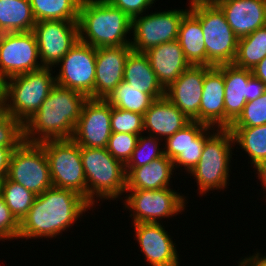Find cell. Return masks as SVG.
Returning a JSON list of instances; mask_svg holds the SVG:
<instances>
[{
  "mask_svg": "<svg viewBox=\"0 0 266 266\" xmlns=\"http://www.w3.org/2000/svg\"><path fill=\"white\" fill-rule=\"evenodd\" d=\"M92 205L78 193L51 187L36 195L33 205L20 222L18 238H52L69 228Z\"/></svg>",
  "mask_w": 266,
  "mask_h": 266,
  "instance_id": "6da1fadb",
  "label": "cell"
},
{
  "mask_svg": "<svg viewBox=\"0 0 266 266\" xmlns=\"http://www.w3.org/2000/svg\"><path fill=\"white\" fill-rule=\"evenodd\" d=\"M87 99L81 92L55 85L37 112L23 124L24 141L71 139Z\"/></svg>",
  "mask_w": 266,
  "mask_h": 266,
  "instance_id": "7a4b0ae2",
  "label": "cell"
},
{
  "mask_svg": "<svg viewBox=\"0 0 266 266\" xmlns=\"http://www.w3.org/2000/svg\"><path fill=\"white\" fill-rule=\"evenodd\" d=\"M78 26L79 40L94 48L130 45L132 19L107 0H82Z\"/></svg>",
  "mask_w": 266,
  "mask_h": 266,
  "instance_id": "3957f363",
  "label": "cell"
},
{
  "mask_svg": "<svg viewBox=\"0 0 266 266\" xmlns=\"http://www.w3.org/2000/svg\"><path fill=\"white\" fill-rule=\"evenodd\" d=\"M80 154L87 182V201L92 206L96 197L116 200L126 192L125 165L107 148L80 147Z\"/></svg>",
  "mask_w": 266,
  "mask_h": 266,
  "instance_id": "277c9868",
  "label": "cell"
},
{
  "mask_svg": "<svg viewBox=\"0 0 266 266\" xmlns=\"http://www.w3.org/2000/svg\"><path fill=\"white\" fill-rule=\"evenodd\" d=\"M51 72L52 68L44 67L4 80L2 109L24 124L37 112L56 85L55 77Z\"/></svg>",
  "mask_w": 266,
  "mask_h": 266,
  "instance_id": "5b68a950",
  "label": "cell"
},
{
  "mask_svg": "<svg viewBox=\"0 0 266 266\" xmlns=\"http://www.w3.org/2000/svg\"><path fill=\"white\" fill-rule=\"evenodd\" d=\"M205 141L199 162L189 173L195 177L200 194L227 187L233 136L229 129H216Z\"/></svg>",
  "mask_w": 266,
  "mask_h": 266,
  "instance_id": "8992f818",
  "label": "cell"
},
{
  "mask_svg": "<svg viewBox=\"0 0 266 266\" xmlns=\"http://www.w3.org/2000/svg\"><path fill=\"white\" fill-rule=\"evenodd\" d=\"M189 11L201 24L206 47V66L233 64L238 38L221 8L218 5L189 6Z\"/></svg>",
  "mask_w": 266,
  "mask_h": 266,
  "instance_id": "52a82bcc",
  "label": "cell"
},
{
  "mask_svg": "<svg viewBox=\"0 0 266 266\" xmlns=\"http://www.w3.org/2000/svg\"><path fill=\"white\" fill-rule=\"evenodd\" d=\"M39 144L48 158L53 187L72 190L87 200L80 146L72 139L45 140Z\"/></svg>",
  "mask_w": 266,
  "mask_h": 266,
  "instance_id": "ba28073f",
  "label": "cell"
},
{
  "mask_svg": "<svg viewBox=\"0 0 266 266\" xmlns=\"http://www.w3.org/2000/svg\"><path fill=\"white\" fill-rule=\"evenodd\" d=\"M6 177L35 195L53 186L48 158L39 143L23 141L12 151Z\"/></svg>",
  "mask_w": 266,
  "mask_h": 266,
  "instance_id": "9c48e42d",
  "label": "cell"
},
{
  "mask_svg": "<svg viewBox=\"0 0 266 266\" xmlns=\"http://www.w3.org/2000/svg\"><path fill=\"white\" fill-rule=\"evenodd\" d=\"M125 209L132 211L133 223H159L185 209L186 200L170 187L159 190H126Z\"/></svg>",
  "mask_w": 266,
  "mask_h": 266,
  "instance_id": "30bf717a",
  "label": "cell"
},
{
  "mask_svg": "<svg viewBox=\"0 0 266 266\" xmlns=\"http://www.w3.org/2000/svg\"><path fill=\"white\" fill-rule=\"evenodd\" d=\"M189 11L168 10L150 13L132 18L133 33L130 46L133 51L145 53L152 47L167 43L178 38L179 26L183 16Z\"/></svg>",
  "mask_w": 266,
  "mask_h": 266,
  "instance_id": "8fae6325",
  "label": "cell"
},
{
  "mask_svg": "<svg viewBox=\"0 0 266 266\" xmlns=\"http://www.w3.org/2000/svg\"><path fill=\"white\" fill-rule=\"evenodd\" d=\"M57 65L56 85L95 99L96 48L78 40Z\"/></svg>",
  "mask_w": 266,
  "mask_h": 266,
  "instance_id": "7c38bea8",
  "label": "cell"
},
{
  "mask_svg": "<svg viewBox=\"0 0 266 266\" xmlns=\"http://www.w3.org/2000/svg\"><path fill=\"white\" fill-rule=\"evenodd\" d=\"M38 59V45L32 31L0 34V75L4 80L44 68Z\"/></svg>",
  "mask_w": 266,
  "mask_h": 266,
  "instance_id": "4fadbf2b",
  "label": "cell"
},
{
  "mask_svg": "<svg viewBox=\"0 0 266 266\" xmlns=\"http://www.w3.org/2000/svg\"><path fill=\"white\" fill-rule=\"evenodd\" d=\"M42 66L52 68L79 40L78 21L44 20L33 27Z\"/></svg>",
  "mask_w": 266,
  "mask_h": 266,
  "instance_id": "5bb4252c",
  "label": "cell"
},
{
  "mask_svg": "<svg viewBox=\"0 0 266 266\" xmlns=\"http://www.w3.org/2000/svg\"><path fill=\"white\" fill-rule=\"evenodd\" d=\"M225 129L241 114L248 101L255 100L266 91V85L253 76L250 69L224 64Z\"/></svg>",
  "mask_w": 266,
  "mask_h": 266,
  "instance_id": "9a60e30c",
  "label": "cell"
},
{
  "mask_svg": "<svg viewBox=\"0 0 266 266\" xmlns=\"http://www.w3.org/2000/svg\"><path fill=\"white\" fill-rule=\"evenodd\" d=\"M112 106L106 99L88 98L75 126L72 140L80 147L107 148Z\"/></svg>",
  "mask_w": 266,
  "mask_h": 266,
  "instance_id": "2e32d148",
  "label": "cell"
},
{
  "mask_svg": "<svg viewBox=\"0 0 266 266\" xmlns=\"http://www.w3.org/2000/svg\"><path fill=\"white\" fill-rule=\"evenodd\" d=\"M210 130L214 128L191 121L166 139L164 155L172 160L174 169L183 165L188 173L193 170L200 160L205 141L211 136Z\"/></svg>",
  "mask_w": 266,
  "mask_h": 266,
  "instance_id": "e0dca14e",
  "label": "cell"
},
{
  "mask_svg": "<svg viewBox=\"0 0 266 266\" xmlns=\"http://www.w3.org/2000/svg\"><path fill=\"white\" fill-rule=\"evenodd\" d=\"M205 65H190L165 89V97L190 121L199 122Z\"/></svg>",
  "mask_w": 266,
  "mask_h": 266,
  "instance_id": "ac0fdd59",
  "label": "cell"
},
{
  "mask_svg": "<svg viewBox=\"0 0 266 266\" xmlns=\"http://www.w3.org/2000/svg\"><path fill=\"white\" fill-rule=\"evenodd\" d=\"M137 241L150 266H180L176 245L161 223H134Z\"/></svg>",
  "mask_w": 266,
  "mask_h": 266,
  "instance_id": "d6986e66",
  "label": "cell"
},
{
  "mask_svg": "<svg viewBox=\"0 0 266 266\" xmlns=\"http://www.w3.org/2000/svg\"><path fill=\"white\" fill-rule=\"evenodd\" d=\"M130 45L96 48L95 99H106L123 81Z\"/></svg>",
  "mask_w": 266,
  "mask_h": 266,
  "instance_id": "ffe728a7",
  "label": "cell"
},
{
  "mask_svg": "<svg viewBox=\"0 0 266 266\" xmlns=\"http://www.w3.org/2000/svg\"><path fill=\"white\" fill-rule=\"evenodd\" d=\"M225 84L224 64L205 66L203 95L199 108V123L225 129Z\"/></svg>",
  "mask_w": 266,
  "mask_h": 266,
  "instance_id": "44dd1931",
  "label": "cell"
},
{
  "mask_svg": "<svg viewBox=\"0 0 266 266\" xmlns=\"http://www.w3.org/2000/svg\"><path fill=\"white\" fill-rule=\"evenodd\" d=\"M218 6L238 39L266 25V0H223Z\"/></svg>",
  "mask_w": 266,
  "mask_h": 266,
  "instance_id": "7402d4cb",
  "label": "cell"
},
{
  "mask_svg": "<svg viewBox=\"0 0 266 266\" xmlns=\"http://www.w3.org/2000/svg\"><path fill=\"white\" fill-rule=\"evenodd\" d=\"M143 130L156 138L171 137L191 121L165 96L155 99L143 114Z\"/></svg>",
  "mask_w": 266,
  "mask_h": 266,
  "instance_id": "603a6c76",
  "label": "cell"
},
{
  "mask_svg": "<svg viewBox=\"0 0 266 266\" xmlns=\"http://www.w3.org/2000/svg\"><path fill=\"white\" fill-rule=\"evenodd\" d=\"M145 55L165 89L190 66L177 39L152 47Z\"/></svg>",
  "mask_w": 266,
  "mask_h": 266,
  "instance_id": "cb8c5ba5",
  "label": "cell"
},
{
  "mask_svg": "<svg viewBox=\"0 0 266 266\" xmlns=\"http://www.w3.org/2000/svg\"><path fill=\"white\" fill-rule=\"evenodd\" d=\"M173 162L165 155L141 167H125L126 190H159L170 186Z\"/></svg>",
  "mask_w": 266,
  "mask_h": 266,
  "instance_id": "d4e9b609",
  "label": "cell"
},
{
  "mask_svg": "<svg viewBox=\"0 0 266 266\" xmlns=\"http://www.w3.org/2000/svg\"><path fill=\"white\" fill-rule=\"evenodd\" d=\"M123 81L154 100L165 96V88L158 81L145 53L131 51L127 56Z\"/></svg>",
  "mask_w": 266,
  "mask_h": 266,
  "instance_id": "484cf974",
  "label": "cell"
},
{
  "mask_svg": "<svg viewBox=\"0 0 266 266\" xmlns=\"http://www.w3.org/2000/svg\"><path fill=\"white\" fill-rule=\"evenodd\" d=\"M190 65L206 66V47L200 21L188 11L182 18L177 38Z\"/></svg>",
  "mask_w": 266,
  "mask_h": 266,
  "instance_id": "4316f807",
  "label": "cell"
},
{
  "mask_svg": "<svg viewBox=\"0 0 266 266\" xmlns=\"http://www.w3.org/2000/svg\"><path fill=\"white\" fill-rule=\"evenodd\" d=\"M35 24L29 0H0V34L30 32Z\"/></svg>",
  "mask_w": 266,
  "mask_h": 266,
  "instance_id": "83f0119b",
  "label": "cell"
},
{
  "mask_svg": "<svg viewBox=\"0 0 266 266\" xmlns=\"http://www.w3.org/2000/svg\"><path fill=\"white\" fill-rule=\"evenodd\" d=\"M234 144L249 155L253 167L266 160V124L254 127H229Z\"/></svg>",
  "mask_w": 266,
  "mask_h": 266,
  "instance_id": "f1b7e54d",
  "label": "cell"
},
{
  "mask_svg": "<svg viewBox=\"0 0 266 266\" xmlns=\"http://www.w3.org/2000/svg\"><path fill=\"white\" fill-rule=\"evenodd\" d=\"M266 57V25L248 36L238 39L237 54L233 64L252 70Z\"/></svg>",
  "mask_w": 266,
  "mask_h": 266,
  "instance_id": "f546056e",
  "label": "cell"
},
{
  "mask_svg": "<svg viewBox=\"0 0 266 266\" xmlns=\"http://www.w3.org/2000/svg\"><path fill=\"white\" fill-rule=\"evenodd\" d=\"M36 22L44 20L78 21L82 0H29Z\"/></svg>",
  "mask_w": 266,
  "mask_h": 266,
  "instance_id": "4dcf8cb0",
  "label": "cell"
},
{
  "mask_svg": "<svg viewBox=\"0 0 266 266\" xmlns=\"http://www.w3.org/2000/svg\"><path fill=\"white\" fill-rule=\"evenodd\" d=\"M111 106L123 110L144 114L154 99L144 92L138 91L127 82L122 81L106 98Z\"/></svg>",
  "mask_w": 266,
  "mask_h": 266,
  "instance_id": "1f68e13d",
  "label": "cell"
},
{
  "mask_svg": "<svg viewBox=\"0 0 266 266\" xmlns=\"http://www.w3.org/2000/svg\"><path fill=\"white\" fill-rule=\"evenodd\" d=\"M0 195L19 222L27 215L36 197L32 191L7 177L0 183Z\"/></svg>",
  "mask_w": 266,
  "mask_h": 266,
  "instance_id": "d6a6232c",
  "label": "cell"
},
{
  "mask_svg": "<svg viewBox=\"0 0 266 266\" xmlns=\"http://www.w3.org/2000/svg\"><path fill=\"white\" fill-rule=\"evenodd\" d=\"M162 138L154 136L139 135L136 148L132 152L131 158L125 164V167H141L151 163L164 155V150H161L159 145Z\"/></svg>",
  "mask_w": 266,
  "mask_h": 266,
  "instance_id": "836d02e7",
  "label": "cell"
},
{
  "mask_svg": "<svg viewBox=\"0 0 266 266\" xmlns=\"http://www.w3.org/2000/svg\"><path fill=\"white\" fill-rule=\"evenodd\" d=\"M266 124V91L257 99L248 101L230 127H254Z\"/></svg>",
  "mask_w": 266,
  "mask_h": 266,
  "instance_id": "e575fe53",
  "label": "cell"
},
{
  "mask_svg": "<svg viewBox=\"0 0 266 266\" xmlns=\"http://www.w3.org/2000/svg\"><path fill=\"white\" fill-rule=\"evenodd\" d=\"M143 115L112 106L111 131L115 133H131L141 135L143 130Z\"/></svg>",
  "mask_w": 266,
  "mask_h": 266,
  "instance_id": "d590c367",
  "label": "cell"
},
{
  "mask_svg": "<svg viewBox=\"0 0 266 266\" xmlns=\"http://www.w3.org/2000/svg\"><path fill=\"white\" fill-rule=\"evenodd\" d=\"M23 139V124L0 109V146L18 147Z\"/></svg>",
  "mask_w": 266,
  "mask_h": 266,
  "instance_id": "8d00e7d4",
  "label": "cell"
},
{
  "mask_svg": "<svg viewBox=\"0 0 266 266\" xmlns=\"http://www.w3.org/2000/svg\"><path fill=\"white\" fill-rule=\"evenodd\" d=\"M138 138L139 135L136 134L112 132L107 150L115 159L120 160L125 165L136 148Z\"/></svg>",
  "mask_w": 266,
  "mask_h": 266,
  "instance_id": "74e56055",
  "label": "cell"
},
{
  "mask_svg": "<svg viewBox=\"0 0 266 266\" xmlns=\"http://www.w3.org/2000/svg\"><path fill=\"white\" fill-rule=\"evenodd\" d=\"M19 229L20 222L12 214L0 195V240L17 239Z\"/></svg>",
  "mask_w": 266,
  "mask_h": 266,
  "instance_id": "f35d334b",
  "label": "cell"
},
{
  "mask_svg": "<svg viewBox=\"0 0 266 266\" xmlns=\"http://www.w3.org/2000/svg\"><path fill=\"white\" fill-rule=\"evenodd\" d=\"M112 6L125 12L131 19L143 14L155 0H107ZM149 7V8H148Z\"/></svg>",
  "mask_w": 266,
  "mask_h": 266,
  "instance_id": "ab89813d",
  "label": "cell"
},
{
  "mask_svg": "<svg viewBox=\"0 0 266 266\" xmlns=\"http://www.w3.org/2000/svg\"><path fill=\"white\" fill-rule=\"evenodd\" d=\"M17 147L0 146V183L6 178L11 153Z\"/></svg>",
  "mask_w": 266,
  "mask_h": 266,
  "instance_id": "60d3db41",
  "label": "cell"
},
{
  "mask_svg": "<svg viewBox=\"0 0 266 266\" xmlns=\"http://www.w3.org/2000/svg\"><path fill=\"white\" fill-rule=\"evenodd\" d=\"M251 71L255 78L260 79L266 85V57L261 60Z\"/></svg>",
  "mask_w": 266,
  "mask_h": 266,
  "instance_id": "b9f144b4",
  "label": "cell"
},
{
  "mask_svg": "<svg viewBox=\"0 0 266 266\" xmlns=\"http://www.w3.org/2000/svg\"><path fill=\"white\" fill-rule=\"evenodd\" d=\"M262 256V257H260ZM246 266H266V256L260 255V253L257 252V254L248 256V258H244L241 260Z\"/></svg>",
  "mask_w": 266,
  "mask_h": 266,
  "instance_id": "7bdbcfd3",
  "label": "cell"
},
{
  "mask_svg": "<svg viewBox=\"0 0 266 266\" xmlns=\"http://www.w3.org/2000/svg\"><path fill=\"white\" fill-rule=\"evenodd\" d=\"M257 169V174L259 177L258 179H260V182H262V188L264 189V191L266 190V160L260 162L256 167Z\"/></svg>",
  "mask_w": 266,
  "mask_h": 266,
  "instance_id": "ee69618b",
  "label": "cell"
},
{
  "mask_svg": "<svg viewBox=\"0 0 266 266\" xmlns=\"http://www.w3.org/2000/svg\"><path fill=\"white\" fill-rule=\"evenodd\" d=\"M223 0H191L190 6H201V5H218Z\"/></svg>",
  "mask_w": 266,
  "mask_h": 266,
  "instance_id": "f6af8a7d",
  "label": "cell"
},
{
  "mask_svg": "<svg viewBox=\"0 0 266 266\" xmlns=\"http://www.w3.org/2000/svg\"><path fill=\"white\" fill-rule=\"evenodd\" d=\"M4 104V79L0 75V109Z\"/></svg>",
  "mask_w": 266,
  "mask_h": 266,
  "instance_id": "bcb514c9",
  "label": "cell"
},
{
  "mask_svg": "<svg viewBox=\"0 0 266 266\" xmlns=\"http://www.w3.org/2000/svg\"><path fill=\"white\" fill-rule=\"evenodd\" d=\"M239 266H246L242 261H240Z\"/></svg>",
  "mask_w": 266,
  "mask_h": 266,
  "instance_id": "7dc6e473",
  "label": "cell"
}]
</instances>
